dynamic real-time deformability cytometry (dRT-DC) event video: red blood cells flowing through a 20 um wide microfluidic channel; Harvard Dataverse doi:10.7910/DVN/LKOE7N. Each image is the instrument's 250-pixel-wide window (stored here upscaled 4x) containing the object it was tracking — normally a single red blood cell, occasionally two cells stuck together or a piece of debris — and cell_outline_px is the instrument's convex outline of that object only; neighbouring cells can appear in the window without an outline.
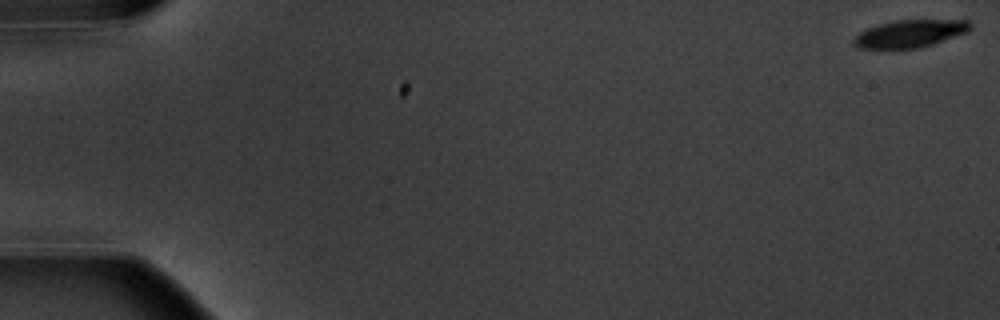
{"species": "common noctule bat (a hibernating species)", "species_latin": "Nyctalus noctula", "temperature_condition": "warm", "stored_images_in_passage": 5, "camera_frame_rate_fps": 3000, "um_per_image_px": 0.085, "animal": {"sex": "male", "body_mass_g": 20.1, "forearm_length_mm": 53.5}, "frame": {"image": 1, "passage_image": 1, "time_ms": 0.0, "image_size_px": [1000, 320], "cell_outline_px": [[972, 28], [968, 32], [932, 44], [916, 48], [860, 48], [852, 44], [852, 40], [860, 32], [868, 28], [892, 20], [968, 20], [972, 24]], "centroid_in_image_um": [77.37, 2.85], "position_along_channel_um": 7.6, "area_um2": 18.55}}
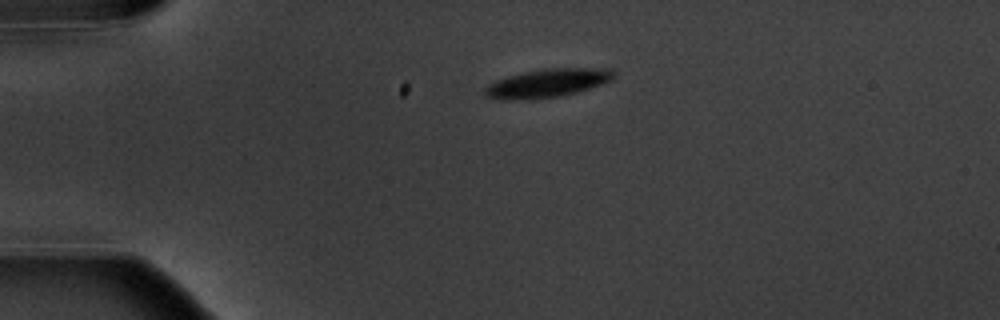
{"frame": {"image": 2, "passage_image": 5, "time_ms": 4.333, "image_size_px": [1000, 320], "cell_outline_px": [[616, 76], [612, 80], [576, 92], [560, 96], [508, 100], [496, 100], [484, 96], [484, 88], [488, 84], [496, 80], [508, 76], [524, 72], [544, 68], [612, 68], [616, 72]], "centroid_in_image_um": [46.52, 7.05], "position_along_channel_um": 38.5, "area_um2": 21.39}}